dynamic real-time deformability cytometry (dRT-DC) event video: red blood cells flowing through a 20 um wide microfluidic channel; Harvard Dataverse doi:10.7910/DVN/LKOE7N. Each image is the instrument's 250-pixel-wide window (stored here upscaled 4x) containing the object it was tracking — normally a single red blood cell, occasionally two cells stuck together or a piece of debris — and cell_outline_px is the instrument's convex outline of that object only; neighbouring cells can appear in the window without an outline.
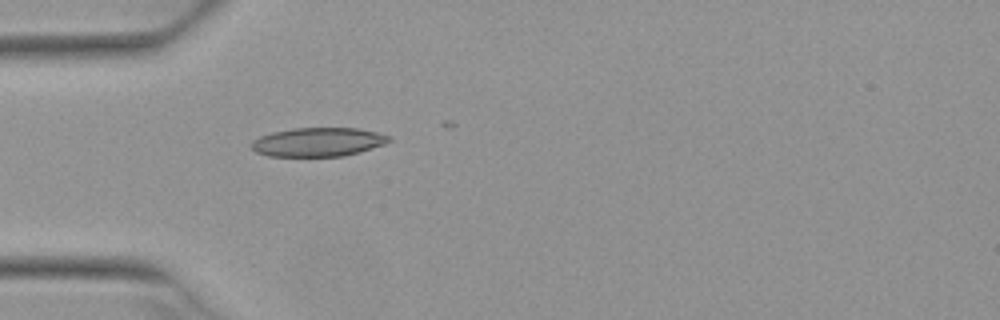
{"species": "Egyptian fruit bat (a non-hibernating species)", "species_latin": "Rousettus aegyptiacus", "temperature_condition": "warm", "stored_images_in_passage": 4, "camera_frame_rate_fps": 3000, "um_per_image_px": 0.085, "animal": {"sex": "female"}, "frame": {"image": 1, "passage_image": 4, "time_ms": 1.0, "image_size_px": [1000, 320], "cell_outline_px": [[392, 140], [384, 144], [360, 152], [344, 156], [268, 156], [256, 152], [248, 144], [252, 140], [260, 136], [272, 132], [292, 128], [356, 128], [376, 132], [392, 136]], "centroid_in_image_um": [27.02, 12.07], "position_along_channel_um": 58.0, "area_um2": 23.29}}